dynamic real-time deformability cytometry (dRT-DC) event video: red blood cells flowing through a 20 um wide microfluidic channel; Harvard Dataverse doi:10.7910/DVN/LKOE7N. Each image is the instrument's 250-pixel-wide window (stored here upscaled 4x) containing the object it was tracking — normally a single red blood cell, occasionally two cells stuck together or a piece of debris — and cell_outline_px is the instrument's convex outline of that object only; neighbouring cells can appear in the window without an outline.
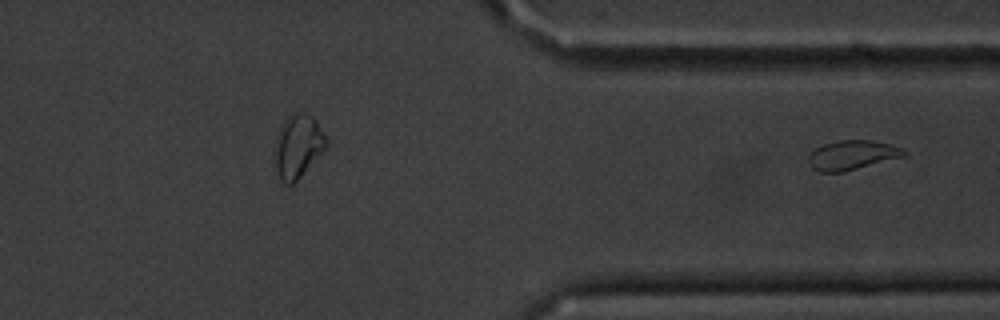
{"species": "common noctule bat (a hibernating species)", "species_latin": "Nyctalus noctula", "temperature_condition": "cold", "stored_images_in_passage": 36, "segment_of_instrument_passage": [2, 2], "camera_frame_rate_fps": 3000, "um_per_image_px": 0.085, "animal": {"sex": "male", "body_mass_g": 20.1, "forearm_length_mm": 53.5}, "frame": {"image": 1, "passage_image": 36, "time_ms": 11.667, "image_size_px": [1000, 320], "cell_outline_px": [[908, 156], [844, 172], [820, 172], [812, 168], [808, 160], [808, 156], [816, 148], [824, 144], [840, 140], [872, 140], [888, 144], [900, 148], [908, 152]], "centroid_in_image_um": [72.47, 13.19], "position_along_channel_um": 338.9, "area_um2": 16.47}}